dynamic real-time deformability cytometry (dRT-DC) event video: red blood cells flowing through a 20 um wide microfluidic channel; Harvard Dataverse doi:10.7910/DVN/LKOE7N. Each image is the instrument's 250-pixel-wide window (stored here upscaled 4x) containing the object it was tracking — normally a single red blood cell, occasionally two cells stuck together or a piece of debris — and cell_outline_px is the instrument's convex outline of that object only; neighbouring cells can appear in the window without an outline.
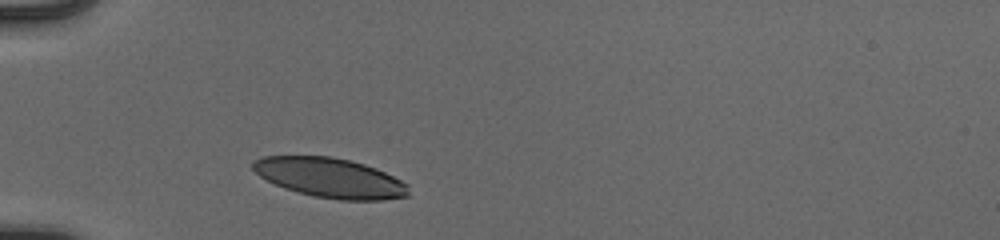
{"species": "human", "species_latin": "Homo sapiens", "temperature_condition": "cold", "stored_images_in_passage": 30, "camera_frame_rate_fps": 3000, "um_per_image_px": 0.085, "donor": {"sex": "male"}, "frame": {"image": 1, "passage_image": 1, "time_ms": 0.0, "image_size_px": [1000, 240], "cell_outline_px": [[408, 196], [384, 200], [340, 200], [312, 196], [284, 188], [260, 176], [252, 168], [252, 164], [260, 156], [332, 156], [364, 164], [376, 168], [408, 184]], "centroid_in_image_um": [28.06, 15.11], "position_along_channel_um": 56.9, "area_um2": 35.84}}
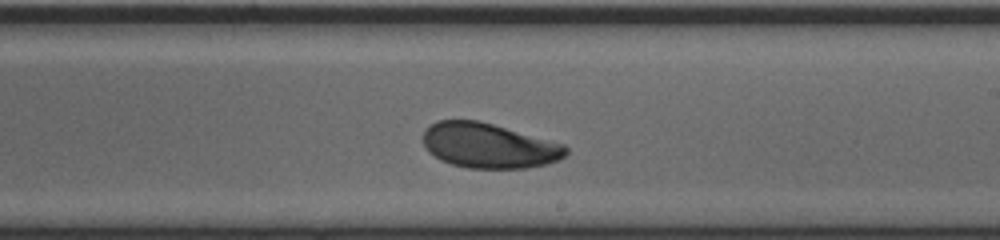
{"frame": {"image": 2, "passage_image": 17, "time_ms": 5.333, "image_size_px": [1000, 240], "cell_outline_px": [[568, 152], [560, 160], [544, 164], [524, 168], [468, 168], [452, 164], [440, 160], [428, 152], [424, 144], [424, 128], [436, 120], [476, 120], [492, 124], [564, 144], [568, 148]], "centroid_in_image_um": [41.52, 12.38], "position_along_channel_um": 247.5, "area_um2": 37.28}}
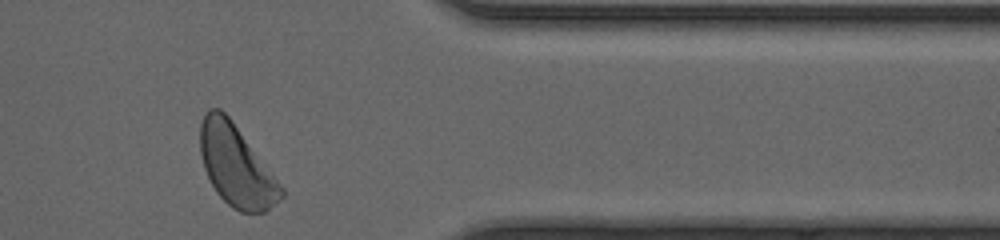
{"frame": {"image": 3, "passage_image": 29, "time_ms": 9.333, "image_size_px": [1000, 240], "cell_outline_px": [[284, 196], [280, 200], [264, 212], [240, 212], [232, 208], [216, 192], [204, 168], [200, 152], [200, 124], [208, 108], [220, 108], [228, 116], [284, 188]], "centroid_in_image_um": [20.07, 14.1], "position_along_channel_um": 391.3, "area_um2": 37.74}, "authors_computed_cell_mechanics": {"area_um2": 37.8879, "velocity_mm_per_s": 3.8728, "shape_relaxation_time_tau1_ms": 2.9328, "shape_relaxation_time_tau2_ms": 5.306, "deformation_change_tau1": 0.1163, "deformation_change_tau2": 0.1081}}